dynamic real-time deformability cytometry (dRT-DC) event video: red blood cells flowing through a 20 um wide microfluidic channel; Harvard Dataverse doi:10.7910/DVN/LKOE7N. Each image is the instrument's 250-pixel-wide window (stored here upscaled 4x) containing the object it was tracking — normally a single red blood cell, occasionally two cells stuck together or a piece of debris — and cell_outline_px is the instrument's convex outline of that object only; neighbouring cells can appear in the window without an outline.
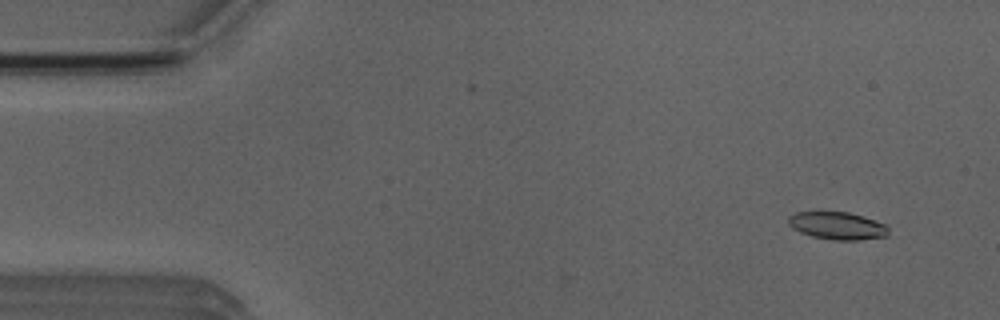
{"species": "Egyptian fruit bat (a non-hibernating species)", "species_latin": "Rousettus aegyptiacus", "temperature_condition": "room temperature", "stored_images_in_passage": 4, "camera_frame_rate_fps": 3000, "um_per_image_px": 0.085, "animal": {"sex": "male"}, "frame": {"image": 1, "passage_image": 1, "time_ms": 0.0, "image_size_px": [1000, 320], "cell_outline_px": [[888, 236], [860, 240], [832, 240], [812, 236], [800, 232], [792, 228], [788, 224], [788, 216], [796, 212], [848, 212], [888, 224]], "centroid_in_image_um": [71.19, 19.19], "position_along_channel_um": 13.8, "area_um2": 16.18}}